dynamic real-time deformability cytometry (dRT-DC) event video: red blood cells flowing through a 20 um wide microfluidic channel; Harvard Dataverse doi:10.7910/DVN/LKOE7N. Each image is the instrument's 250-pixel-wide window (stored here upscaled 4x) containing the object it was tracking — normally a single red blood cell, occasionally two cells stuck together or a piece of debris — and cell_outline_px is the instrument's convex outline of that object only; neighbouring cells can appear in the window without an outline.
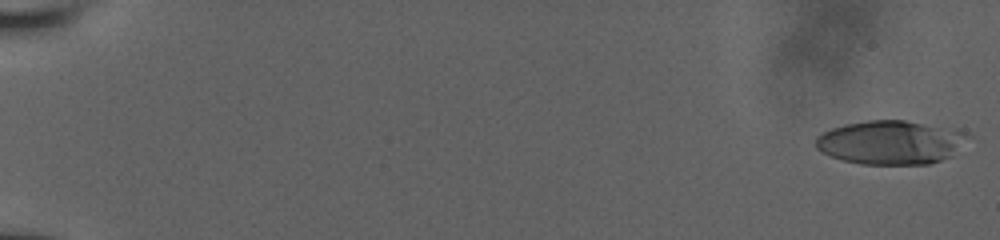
{"species": "human", "species_latin": "Homo sapiens", "temperature_condition": "room temperature", "stored_images_in_passage": 19, "camera_frame_rate_fps": 3000, "um_per_image_px": 0.085, "donor": {"sex": "male"}, "frame": {"image": 1, "passage_image": 1, "time_ms": 0.0, "image_size_px": [1000, 240], "cell_outline_px": [[972, 136], [952, 156], [928, 164], [860, 164], [844, 160], [820, 152], [816, 148], [816, 136], [832, 128], [844, 124], [868, 120], [904, 120], [956, 128], [968, 132]], "centroid_in_image_um": [75.77, 12.09], "position_along_channel_um": 9.2, "area_um2": 39.25}}
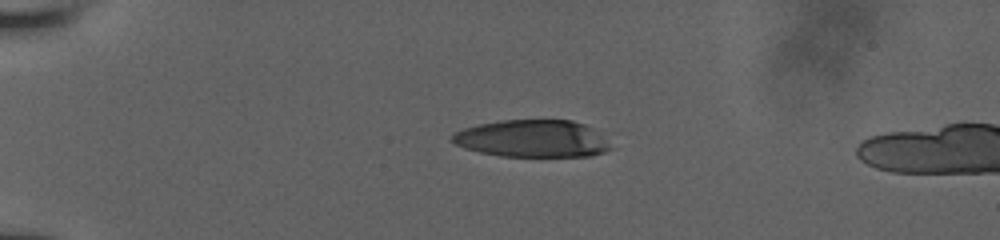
{"frame": {"image": 2, "passage_image": 15, "time_ms": 4.667, "image_size_px": [1000, 240], "cell_outline_px": [[616, 148], [592, 156], [500, 156], [480, 152], [464, 148], [456, 144], [452, 140], [452, 132], [464, 128], [480, 124], [500, 120], [572, 120], [596, 128]], "centroid_in_image_um": [45.33, 11.78], "position_along_channel_um": 39.7, "area_um2": 34.85}}